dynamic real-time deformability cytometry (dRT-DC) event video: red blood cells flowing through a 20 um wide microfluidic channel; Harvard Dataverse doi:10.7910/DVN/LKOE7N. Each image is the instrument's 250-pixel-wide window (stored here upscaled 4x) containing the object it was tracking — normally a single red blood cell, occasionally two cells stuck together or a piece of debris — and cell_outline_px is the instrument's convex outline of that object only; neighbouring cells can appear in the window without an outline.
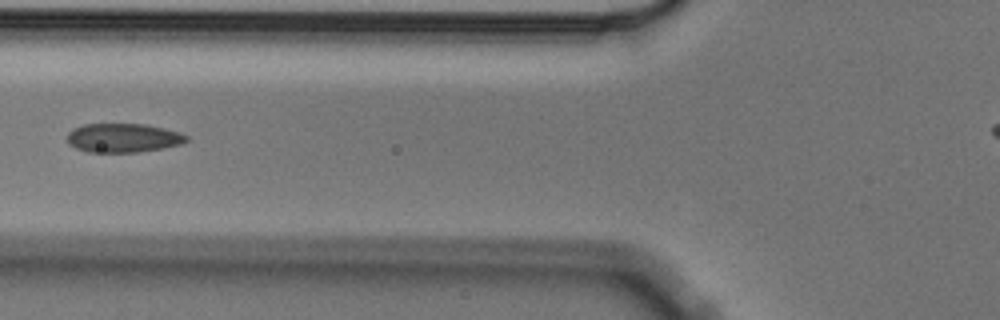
{"species": "Egyptian fruit bat (a non-hibernating species)", "species_latin": "Rousettus aegyptiacus", "temperature_condition": "cold", "stored_images_in_passage": 7, "camera_frame_rate_fps": 3000, "um_per_image_px": 0.085, "animal": {"sex": "male"}, "frame": {"image": 1, "passage_image": 5, "time_ms": 1.333, "image_size_px": [1000, 320], "cell_outline_px": [[188, 140], [180, 144], [164, 148], [136, 152], [88, 152], [76, 148], [68, 144], [68, 132], [72, 128], [84, 124], [148, 124], [180, 132], [188, 136]], "centroid_in_image_um": [10.47, 11.71], "position_along_channel_um": 115.3, "area_um2": 20.23}}
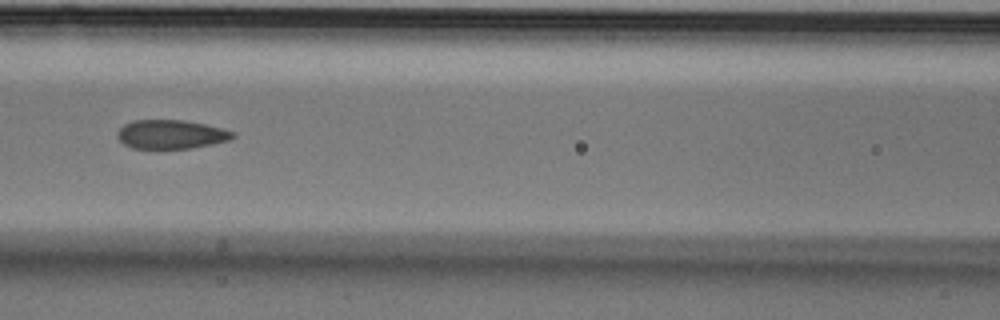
{"frame": {"image": 2, "passage_image": 6, "time_ms": 1.667, "image_size_px": [1000, 320], "cell_outline_px": [[236, 136], [228, 140], [212, 144], [188, 148], [132, 148], [124, 144], [116, 136], [116, 132], [124, 124], [132, 120], [184, 120], [204, 124], [236, 132]], "centroid_in_image_um": [14.51, 11.41], "position_along_channel_um": 152.1, "area_um2": 19.36}}
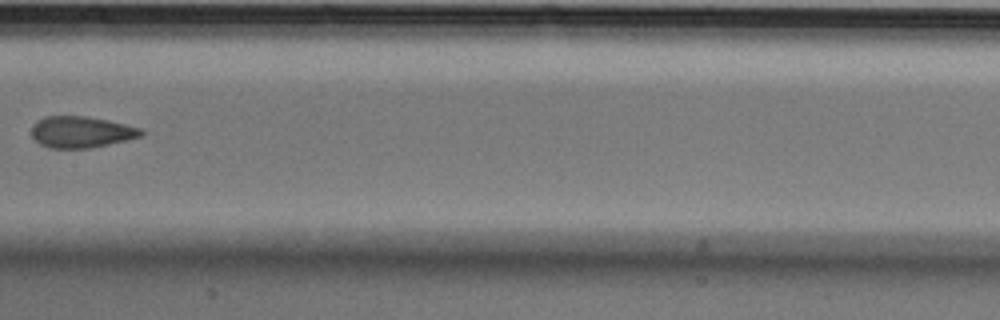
{"frame": {"image": 3, "passage_image": 7, "time_ms": 2.0, "image_size_px": [1000, 320], "cell_outline_px": [[144, 136], [92, 148], [48, 148], [40, 144], [32, 136], [32, 128], [44, 116], [84, 116], [108, 120], [140, 128], [144, 132]], "centroid_in_image_um": [6.93, 11.23], "position_along_channel_um": 200.5, "area_um2": 19.94}}